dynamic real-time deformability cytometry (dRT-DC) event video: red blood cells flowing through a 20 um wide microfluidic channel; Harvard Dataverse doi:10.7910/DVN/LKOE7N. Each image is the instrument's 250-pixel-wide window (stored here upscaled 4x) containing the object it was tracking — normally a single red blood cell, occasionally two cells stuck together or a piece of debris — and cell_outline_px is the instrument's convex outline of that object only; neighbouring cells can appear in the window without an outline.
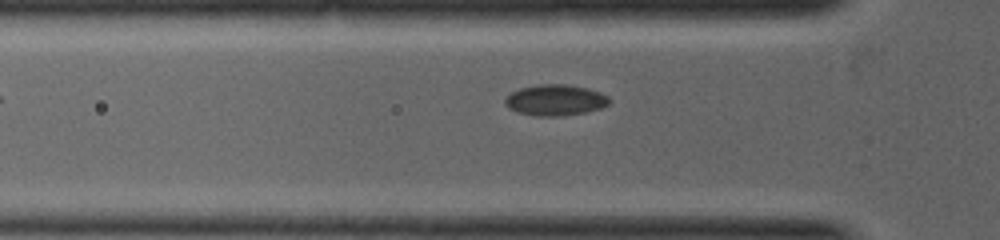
{"species": "common noctule bat (a hibernating species)", "species_latin": "Nyctalus noctula", "temperature_condition": "warm", "stored_images_in_passage": 12, "camera_frame_rate_fps": 5000, "um_per_image_px": 0.085, "animal": {"sex": "female", "body_mass_g": 19.0, "forearm_length_mm": 53.3}, "frame": {"image": 1, "passage_image": 6, "time_ms": 1.4, "image_size_px": [1000, 240], "cell_outline_px": [[612, 100], [608, 104], [600, 108], [588, 112], [564, 116], [536, 116], [516, 112], [508, 108], [504, 104], [504, 96], [520, 88], [540, 84], [564, 84], [588, 88], [600, 92], [608, 96]], "centroid_in_image_um": [47.19, 8.51], "position_along_channel_um": 78.6, "area_um2": 19.13}}
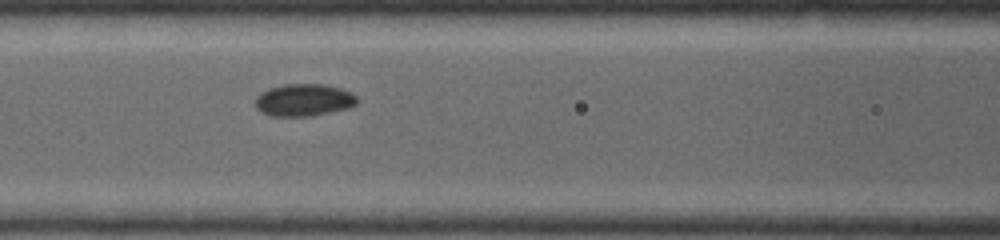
{"frame": {"image": 2, "passage_image": 9, "time_ms": 2.2, "image_size_px": [1000, 240], "cell_outline_px": [[356, 104], [348, 108], [332, 112], [312, 116], [268, 116], [260, 112], [256, 108], [256, 96], [260, 92], [268, 88], [284, 84], [324, 84], [340, 88], [352, 92], [356, 96]], "centroid_in_image_um": [25.8, 8.5], "position_along_channel_um": 140.8, "area_um2": 19.36}}